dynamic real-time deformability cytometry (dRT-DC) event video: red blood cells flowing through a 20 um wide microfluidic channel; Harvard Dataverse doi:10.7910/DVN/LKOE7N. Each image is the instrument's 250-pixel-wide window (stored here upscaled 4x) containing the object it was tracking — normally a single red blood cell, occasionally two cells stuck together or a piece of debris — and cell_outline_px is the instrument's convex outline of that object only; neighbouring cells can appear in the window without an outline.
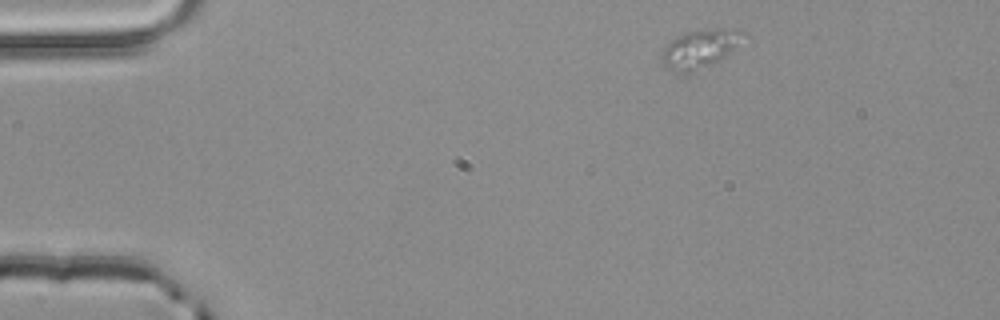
{"species": "common noctule bat (a hibernating species)", "species_latin": "Nyctalus noctula", "temperature_condition": "room temperature", "stored_images_in_passage": 4, "camera_frame_rate_fps": 3000, "um_per_image_px": 0.085, "animal": {"sex": "male", "body_mass_g": 20.4}, "frame": {"image": 1, "passage_image": 1, "time_ms": 0.0, "image_size_px": [1000, 320], "cell_outline_px": [[748, 36], [720, 60], [692, 72], [672, 72], [664, 64], [660, 56], [664, 48], [676, 36], [684, 32], [716, 28], [740, 28], [748, 32]], "centroid_in_image_um": [59.55, 4.1], "position_along_channel_um": 25.4, "area_um2": 18.5}}